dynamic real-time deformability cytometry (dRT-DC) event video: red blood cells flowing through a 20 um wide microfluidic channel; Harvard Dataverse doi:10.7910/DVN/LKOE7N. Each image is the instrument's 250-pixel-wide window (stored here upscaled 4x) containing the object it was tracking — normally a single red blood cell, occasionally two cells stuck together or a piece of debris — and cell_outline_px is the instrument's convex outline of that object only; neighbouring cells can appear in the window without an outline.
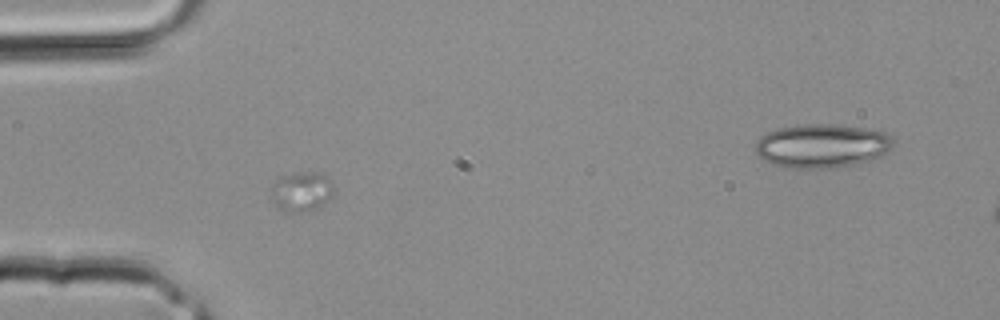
{"species": "common noctule bat (a hibernating species)", "species_latin": "Nyctalus noctula", "temperature_condition": "room temperature", "stored_images_in_passage": 3, "camera_frame_rate_fps": 3000, "um_per_image_px": 0.085, "animal": {"sex": "male", "body_mass_g": 20.4}, "frame": {"image": 1, "passage_image": 2, "time_ms": 0.333, "image_size_px": [1000, 320], "cell_outline_px": [[332, 192], [324, 204], [320, 208], [312, 212], [284, 212], [276, 208], [268, 188], [280, 176], [292, 172], [324, 172], [332, 180]], "centroid_in_image_um": [25.59, 16.28], "position_along_channel_um": 59.4, "area_um2": 15.2}}